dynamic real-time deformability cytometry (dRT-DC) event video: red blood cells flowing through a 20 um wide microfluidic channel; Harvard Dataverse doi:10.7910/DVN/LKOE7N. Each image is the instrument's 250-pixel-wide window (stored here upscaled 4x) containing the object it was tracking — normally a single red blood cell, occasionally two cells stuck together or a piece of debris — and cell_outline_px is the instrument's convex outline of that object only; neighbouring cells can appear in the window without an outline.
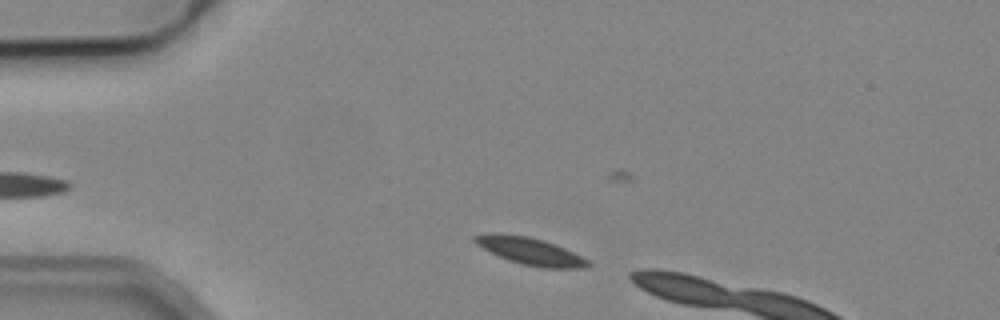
{"species": "common noctule bat (a hibernating species)", "species_latin": "Nyctalus noctula", "temperature_condition": "cold", "stored_images_in_passage": 6, "camera_frame_rate_fps": 3000, "um_per_image_px": 0.085, "animal": {"sex": "male", "body_mass_g": 19.2, "forearm_length_mm": 51.8}, "frame": {"image": 1, "passage_image": 2, "time_ms": 0.333, "image_size_px": [1000, 320], "cell_outline_px": [[592, 264], [588, 268], [544, 268], [520, 264], [508, 260], [476, 244], [472, 240], [472, 236], [492, 232], [528, 236], [544, 240], [564, 248], [588, 260]], "centroid_in_image_um": [45.06, 21.34], "position_along_channel_um": 39.9, "area_um2": 17.92}}